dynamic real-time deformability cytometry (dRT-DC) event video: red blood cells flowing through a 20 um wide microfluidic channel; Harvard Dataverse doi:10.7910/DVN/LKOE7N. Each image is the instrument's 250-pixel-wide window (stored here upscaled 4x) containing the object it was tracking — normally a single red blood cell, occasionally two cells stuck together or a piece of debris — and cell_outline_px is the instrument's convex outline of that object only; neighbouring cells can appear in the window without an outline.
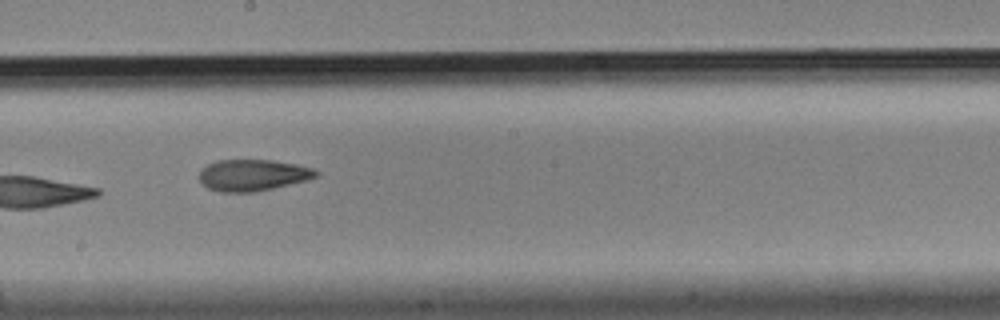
{"species": "Egyptian fruit bat (a non-hibernating species)", "species_latin": "Rousettus aegyptiacus", "temperature_condition": "cold", "stored_images_in_passage": 10, "camera_frame_rate_fps": 3000, "um_per_image_px": 0.085, "animal": {"sex": "male"}, "frame": {"image": 1, "passage_image": 9, "time_ms": 2.667, "image_size_px": [1000, 320], "cell_outline_px": [[320, 176], [272, 188], [252, 192], [220, 192], [208, 188], [200, 180], [200, 168], [216, 160], [272, 160], [296, 164], [312, 168], [320, 172]], "centroid_in_image_um": [21.47, 14.87], "position_along_channel_um": 226.7, "area_um2": 21.27}}